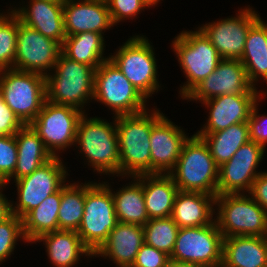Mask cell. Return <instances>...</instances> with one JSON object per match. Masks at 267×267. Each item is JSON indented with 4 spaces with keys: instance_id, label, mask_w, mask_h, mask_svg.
<instances>
[{
    "instance_id": "46",
    "label": "cell",
    "mask_w": 267,
    "mask_h": 267,
    "mask_svg": "<svg viewBox=\"0 0 267 267\" xmlns=\"http://www.w3.org/2000/svg\"><path fill=\"white\" fill-rule=\"evenodd\" d=\"M48 1H52V2H65V0H48Z\"/></svg>"
},
{
    "instance_id": "2",
    "label": "cell",
    "mask_w": 267,
    "mask_h": 267,
    "mask_svg": "<svg viewBox=\"0 0 267 267\" xmlns=\"http://www.w3.org/2000/svg\"><path fill=\"white\" fill-rule=\"evenodd\" d=\"M218 172L208 145L194 134L184 143L175 169L169 175L179 191L217 196Z\"/></svg>"
},
{
    "instance_id": "13",
    "label": "cell",
    "mask_w": 267,
    "mask_h": 267,
    "mask_svg": "<svg viewBox=\"0 0 267 267\" xmlns=\"http://www.w3.org/2000/svg\"><path fill=\"white\" fill-rule=\"evenodd\" d=\"M66 174L59 156H54L30 175L15 180L19 203L14 207L11 203V213L22 219L48 196L58 192L64 186L62 184Z\"/></svg>"
},
{
    "instance_id": "29",
    "label": "cell",
    "mask_w": 267,
    "mask_h": 267,
    "mask_svg": "<svg viewBox=\"0 0 267 267\" xmlns=\"http://www.w3.org/2000/svg\"><path fill=\"white\" fill-rule=\"evenodd\" d=\"M195 135L202 138L208 145L218 167L230 160L243 144L250 141L248 122L234 124L214 133Z\"/></svg>"
},
{
    "instance_id": "25",
    "label": "cell",
    "mask_w": 267,
    "mask_h": 267,
    "mask_svg": "<svg viewBox=\"0 0 267 267\" xmlns=\"http://www.w3.org/2000/svg\"><path fill=\"white\" fill-rule=\"evenodd\" d=\"M17 144V164L11 178L18 180L30 175L33 171L47 163L53 158L52 154L45 148L42 139L30 125H24L15 134Z\"/></svg>"
},
{
    "instance_id": "20",
    "label": "cell",
    "mask_w": 267,
    "mask_h": 267,
    "mask_svg": "<svg viewBox=\"0 0 267 267\" xmlns=\"http://www.w3.org/2000/svg\"><path fill=\"white\" fill-rule=\"evenodd\" d=\"M78 2L65 0L63 3L66 36L81 32L103 34V30L113 26L106 0H81V2L79 0Z\"/></svg>"
},
{
    "instance_id": "15",
    "label": "cell",
    "mask_w": 267,
    "mask_h": 267,
    "mask_svg": "<svg viewBox=\"0 0 267 267\" xmlns=\"http://www.w3.org/2000/svg\"><path fill=\"white\" fill-rule=\"evenodd\" d=\"M225 94H259L249 82L246 69L238 59H222L215 71L197 84L184 98L204 102Z\"/></svg>"
},
{
    "instance_id": "39",
    "label": "cell",
    "mask_w": 267,
    "mask_h": 267,
    "mask_svg": "<svg viewBox=\"0 0 267 267\" xmlns=\"http://www.w3.org/2000/svg\"><path fill=\"white\" fill-rule=\"evenodd\" d=\"M170 256L144 243L131 267H167Z\"/></svg>"
},
{
    "instance_id": "38",
    "label": "cell",
    "mask_w": 267,
    "mask_h": 267,
    "mask_svg": "<svg viewBox=\"0 0 267 267\" xmlns=\"http://www.w3.org/2000/svg\"><path fill=\"white\" fill-rule=\"evenodd\" d=\"M113 25L149 7L144 0H106Z\"/></svg>"
},
{
    "instance_id": "1",
    "label": "cell",
    "mask_w": 267,
    "mask_h": 267,
    "mask_svg": "<svg viewBox=\"0 0 267 267\" xmlns=\"http://www.w3.org/2000/svg\"><path fill=\"white\" fill-rule=\"evenodd\" d=\"M115 117L118 135L120 174L132 177L151 174V127L163 116L159 110Z\"/></svg>"
},
{
    "instance_id": "44",
    "label": "cell",
    "mask_w": 267,
    "mask_h": 267,
    "mask_svg": "<svg viewBox=\"0 0 267 267\" xmlns=\"http://www.w3.org/2000/svg\"><path fill=\"white\" fill-rule=\"evenodd\" d=\"M167 267H204V266L195 263L179 262L170 259Z\"/></svg>"
},
{
    "instance_id": "7",
    "label": "cell",
    "mask_w": 267,
    "mask_h": 267,
    "mask_svg": "<svg viewBox=\"0 0 267 267\" xmlns=\"http://www.w3.org/2000/svg\"><path fill=\"white\" fill-rule=\"evenodd\" d=\"M118 223L108 184L87 183L84 214L77 230L83 244L94 254Z\"/></svg>"
},
{
    "instance_id": "17",
    "label": "cell",
    "mask_w": 267,
    "mask_h": 267,
    "mask_svg": "<svg viewBox=\"0 0 267 267\" xmlns=\"http://www.w3.org/2000/svg\"><path fill=\"white\" fill-rule=\"evenodd\" d=\"M237 17L209 23L200 30L217 49L222 59L240 60L250 28L260 19L251 8L241 10Z\"/></svg>"
},
{
    "instance_id": "8",
    "label": "cell",
    "mask_w": 267,
    "mask_h": 267,
    "mask_svg": "<svg viewBox=\"0 0 267 267\" xmlns=\"http://www.w3.org/2000/svg\"><path fill=\"white\" fill-rule=\"evenodd\" d=\"M112 108L115 116L146 111V98L109 58L95 69L94 98Z\"/></svg>"
},
{
    "instance_id": "40",
    "label": "cell",
    "mask_w": 267,
    "mask_h": 267,
    "mask_svg": "<svg viewBox=\"0 0 267 267\" xmlns=\"http://www.w3.org/2000/svg\"><path fill=\"white\" fill-rule=\"evenodd\" d=\"M24 124L6 105L0 93V135H15Z\"/></svg>"
},
{
    "instance_id": "18",
    "label": "cell",
    "mask_w": 267,
    "mask_h": 267,
    "mask_svg": "<svg viewBox=\"0 0 267 267\" xmlns=\"http://www.w3.org/2000/svg\"><path fill=\"white\" fill-rule=\"evenodd\" d=\"M188 137L164 115L151 127V174H169L176 166Z\"/></svg>"
},
{
    "instance_id": "26",
    "label": "cell",
    "mask_w": 267,
    "mask_h": 267,
    "mask_svg": "<svg viewBox=\"0 0 267 267\" xmlns=\"http://www.w3.org/2000/svg\"><path fill=\"white\" fill-rule=\"evenodd\" d=\"M178 191L169 174H143L144 201L149 219L170 217Z\"/></svg>"
},
{
    "instance_id": "35",
    "label": "cell",
    "mask_w": 267,
    "mask_h": 267,
    "mask_svg": "<svg viewBox=\"0 0 267 267\" xmlns=\"http://www.w3.org/2000/svg\"><path fill=\"white\" fill-rule=\"evenodd\" d=\"M18 28L19 18L13 11L0 15V70L14 66Z\"/></svg>"
},
{
    "instance_id": "14",
    "label": "cell",
    "mask_w": 267,
    "mask_h": 267,
    "mask_svg": "<svg viewBox=\"0 0 267 267\" xmlns=\"http://www.w3.org/2000/svg\"><path fill=\"white\" fill-rule=\"evenodd\" d=\"M61 52L62 45L59 42L43 36L19 20L13 69L46 75L47 72L43 71L50 68L54 70Z\"/></svg>"
},
{
    "instance_id": "36",
    "label": "cell",
    "mask_w": 267,
    "mask_h": 267,
    "mask_svg": "<svg viewBox=\"0 0 267 267\" xmlns=\"http://www.w3.org/2000/svg\"><path fill=\"white\" fill-rule=\"evenodd\" d=\"M19 237L25 240L22 219L11 214L0 222V262L5 261L11 255Z\"/></svg>"
},
{
    "instance_id": "31",
    "label": "cell",
    "mask_w": 267,
    "mask_h": 267,
    "mask_svg": "<svg viewBox=\"0 0 267 267\" xmlns=\"http://www.w3.org/2000/svg\"><path fill=\"white\" fill-rule=\"evenodd\" d=\"M60 200L61 189L22 218L23 234L27 242H35L43 234L58 231Z\"/></svg>"
},
{
    "instance_id": "41",
    "label": "cell",
    "mask_w": 267,
    "mask_h": 267,
    "mask_svg": "<svg viewBox=\"0 0 267 267\" xmlns=\"http://www.w3.org/2000/svg\"><path fill=\"white\" fill-rule=\"evenodd\" d=\"M257 113V104H255L248 119L250 140L265 148L267 143V125L264 124V121L267 120V116H259Z\"/></svg>"
},
{
    "instance_id": "27",
    "label": "cell",
    "mask_w": 267,
    "mask_h": 267,
    "mask_svg": "<svg viewBox=\"0 0 267 267\" xmlns=\"http://www.w3.org/2000/svg\"><path fill=\"white\" fill-rule=\"evenodd\" d=\"M35 241H45L48 257L56 267H71L80 255L93 256L77 231L58 230L41 235Z\"/></svg>"
},
{
    "instance_id": "24",
    "label": "cell",
    "mask_w": 267,
    "mask_h": 267,
    "mask_svg": "<svg viewBox=\"0 0 267 267\" xmlns=\"http://www.w3.org/2000/svg\"><path fill=\"white\" fill-rule=\"evenodd\" d=\"M215 198L216 196L207 193L178 191L171 217L179 228L212 224V204L215 205Z\"/></svg>"
},
{
    "instance_id": "37",
    "label": "cell",
    "mask_w": 267,
    "mask_h": 267,
    "mask_svg": "<svg viewBox=\"0 0 267 267\" xmlns=\"http://www.w3.org/2000/svg\"><path fill=\"white\" fill-rule=\"evenodd\" d=\"M17 164V144L15 135H0V182H5Z\"/></svg>"
},
{
    "instance_id": "45",
    "label": "cell",
    "mask_w": 267,
    "mask_h": 267,
    "mask_svg": "<svg viewBox=\"0 0 267 267\" xmlns=\"http://www.w3.org/2000/svg\"><path fill=\"white\" fill-rule=\"evenodd\" d=\"M148 6L157 4L160 0H144Z\"/></svg>"
},
{
    "instance_id": "30",
    "label": "cell",
    "mask_w": 267,
    "mask_h": 267,
    "mask_svg": "<svg viewBox=\"0 0 267 267\" xmlns=\"http://www.w3.org/2000/svg\"><path fill=\"white\" fill-rule=\"evenodd\" d=\"M134 178L135 183L112 193L116 217L118 222L144 226L149 216L144 201L143 174Z\"/></svg>"
},
{
    "instance_id": "16",
    "label": "cell",
    "mask_w": 267,
    "mask_h": 267,
    "mask_svg": "<svg viewBox=\"0 0 267 267\" xmlns=\"http://www.w3.org/2000/svg\"><path fill=\"white\" fill-rule=\"evenodd\" d=\"M265 148L254 141L243 144L226 163L219 167L217 195L248 192L260 174L256 168L263 159Z\"/></svg>"
},
{
    "instance_id": "22",
    "label": "cell",
    "mask_w": 267,
    "mask_h": 267,
    "mask_svg": "<svg viewBox=\"0 0 267 267\" xmlns=\"http://www.w3.org/2000/svg\"><path fill=\"white\" fill-rule=\"evenodd\" d=\"M144 243L143 226L118 222L93 256L109 257L120 267H131Z\"/></svg>"
},
{
    "instance_id": "10",
    "label": "cell",
    "mask_w": 267,
    "mask_h": 267,
    "mask_svg": "<svg viewBox=\"0 0 267 267\" xmlns=\"http://www.w3.org/2000/svg\"><path fill=\"white\" fill-rule=\"evenodd\" d=\"M109 58L146 99L158 91L156 59L146 38L132 37Z\"/></svg>"
},
{
    "instance_id": "21",
    "label": "cell",
    "mask_w": 267,
    "mask_h": 267,
    "mask_svg": "<svg viewBox=\"0 0 267 267\" xmlns=\"http://www.w3.org/2000/svg\"><path fill=\"white\" fill-rule=\"evenodd\" d=\"M30 3L31 6L28 8L13 10L20 22L62 45L66 38L63 18L64 2L30 0Z\"/></svg>"
},
{
    "instance_id": "4",
    "label": "cell",
    "mask_w": 267,
    "mask_h": 267,
    "mask_svg": "<svg viewBox=\"0 0 267 267\" xmlns=\"http://www.w3.org/2000/svg\"><path fill=\"white\" fill-rule=\"evenodd\" d=\"M0 75L4 102L24 125H29L46 101L45 75L13 68L0 70Z\"/></svg>"
},
{
    "instance_id": "42",
    "label": "cell",
    "mask_w": 267,
    "mask_h": 267,
    "mask_svg": "<svg viewBox=\"0 0 267 267\" xmlns=\"http://www.w3.org/2000/svg\"><path fill=\"white\" fill-rule=\"evenodd\" d=\"M249 195L254 199L267 213V173H260L253 181L249 190Z\"/></svg>"
},
{
    "instance_id": "32",
    "label": "cell",
    "mask_w": 267,
    "mask_h": 267,
    "mask_svg": "<svg viewBox=\"0 0 267 267\" xmlns=\"http://www.w3.org/2000/svg\"><path fill=\"white\" fill-rule=\"evenodd\" d=\"M103 35L96 32H81L66 36L62 44V53L79 63L95 69L109 58L103 57Z\"/></svg>"
},
{
    "instance_id": "28",
    "label": "cell",
    "mask_w": 267,
    "mask_h": 267,
    "mask_svg": "<svg viewBox=\"0 0 267 267\" xmlns=\"http://www.w3.org/2000/svg\"><path fill=\"white\" fill-rule=\"evenodd\" d=\"M267 24L261 18L250 28L240 59L244 65L249 82H257L262 76L267 82Z\"/></svg>"
},
{
    "instance_id": "19",
    "label": "cell",
    "mask_w": 267,
    "mask_h": 267,
    "mask_svg": "<svg viewBox=\"0 0 267 267\" xmlns=\"http://www.w3.org/2000/svg\"><path fill=\"white\" fill-rule=\"evenodd\" d=\"M258 94H225L202 102L210 109L207 125L196 134H209L241 122H248Z\"/></svg>"
},
{
    "instance_id": "43",
    "label": "cell",
    "mask_w": 267,
    "mask_h": 267,
    "mask_svg": "<svg viewBox=\"0 0 267 267\" xmlns=\"http://www.w3.org/2000/svg\"><path fill=\"white\" fill-rule=\"evenodd\" d=\"M7 185L5 182H0V190L2 187ZM11 203L4 197L2 192H0V222L5 220L11 215Z\"/></svg>"
},
{
    "instance_id": "34",
    "label": "cell",
    "mask_w": 267,
    "mask_h": 267,
    "mask_svg": "<svg viewBox=\"0 0 267 267\" xmlns=\"http://www.w3.org/2000/svg\"><path fill=\"white\" fill-rule=\"evenodd\" d=\"M143 230L146 244L171 256L179 231L178 225L171 216L149 219L143 226Z\"/></svg>"
},
{
    "instance_id": "33",
    "label": "cell",
    "mask_w": 267,
    "mask_h": 267,
    "mask_svg": "<svg viewBox=\"0 0 267 267\" xmlns=\"http://www.w3.org/2000/svg\"><path fill=\"white\" fill-rule=\"evenodd\" d=\"M86 195L84 185L68 184L61 188L58 230L77 231L81 225Z\"/></svg>"
},
{
    "instance_id": "5",
    "label": "cell",
    "mask_w": 267,
    "mask_h": 267,
    "mask_svg": "<svg viewBox=\"0 0 267 267\" xmlns=\"http://www.w3.org/2000/svg\"><path fill=\"white\" fill-rule=\"evenodd\" d=\"M76 143L97 172L120 174L118 135L115 125L82 115L78 122Z\"/></svg>"
},
{
    "instance_id": "6",
    "label": "cell",
    "mask_w": 267,
    "mask_h": 267,
    "mask_svg": "<svg viewBox=\"0 0 267 267\" xmlns=\"http://www.w3.org/2000/svg\"><path fill=\"white\" fill-rule=\"evenodd\" d=\"M219 208L216 218L223 238L232 236L267 237V213L250 196L239 194L217 195Z\"/></svg>"
},
{
    "instance_id": "11",
    "label": "cell",
    "mask_w": 267,
    "mask_h": 267,
    "mask_svg": "<svg viewBox=\"0 0 267 267\" xmlns=\"http://www.w3.org/2000/svg\"><path fill=\"white\" fill-rule=\"evenodd\" d=\"M223 236L216 221L199 227L179 228L171 260L204 267H221Z\"/></svg>"
},
{
    "instance_id": "3",
    "label": "cell",
    "mask_w": 267,
    "mask_h": 267,
    "mask_svg": "<svg viewBox=\"0 0 267 267\" xmlns=\"http://www.w3.org/2000/svg\"><path fill=\"white\" fill-rule=\"evenodd\" d=\"M54 69L53 76L45 75L48 102L81 110L89 97L94 98V67L76 62L61 52Z\"/></svg>"
},
{
    "instance_id": "23",
    "label": "cell",
    "mask_w": 267,
    "mask_h": 267,
    "mask_svg": "<svg viewBox=\"0 0 267 267\" xmlns=\"http://www.w3.org/2000/svg\"><path fill=\"white\" fill-rule=\"evenodd\" d=\"M221 267H267V237L223 238Z\"/></svg>"
},
{
    "instance_id": "12",
    "label": "cell",
    "mask_w": 267,
    "mask_h": 267,
    "mask_svg": "<svg viewBox=\"0 0 267 267\" xmlns=\"http://www.w3.org/2000/svg\"><path fill=\"white\" fill-rule=\"evenodd\" d=\"M84 111L69 105L44 102L37 117L29 124L52 154L76 143L77 126ZM55 149V151H54Z\"/></svg>"
},
{
    "instance_id": "9",
    "label": "cell",
    "mask_w": 267,
    "mask_h": 267,
    "mask_svg": "<svg viewBox=\"0 0 267 267\" xmlns=\"http://www.w3.org/2000/svg\"><path fill=\"white\" fill-rule=\"evenodd\" d=\"M173 49L188 79V83L180 89L184 99L197 84L215 71L222 58L200 29L195 32L182 31L175 37Z\"/></svg>"
}]
</instances>
